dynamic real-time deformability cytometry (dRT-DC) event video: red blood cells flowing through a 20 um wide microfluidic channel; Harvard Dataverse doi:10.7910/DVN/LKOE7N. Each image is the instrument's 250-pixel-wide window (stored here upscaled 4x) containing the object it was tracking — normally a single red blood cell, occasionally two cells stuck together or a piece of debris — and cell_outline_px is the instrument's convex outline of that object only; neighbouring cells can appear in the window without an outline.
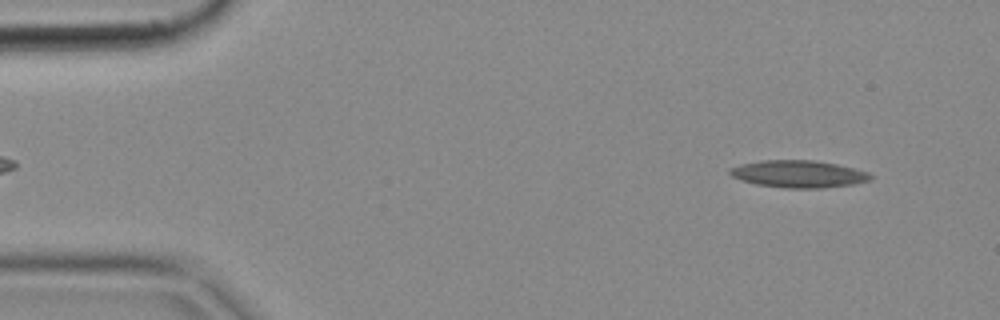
{"species": "common noctule bat (a hibernating species)", "species_latin": "Nyctalus noctula", "temperature_condition": "cold", "stored_images_in_passage": 6, "camera_frame_rate_fps": 3000, "um_per_image_px": 0.085, "animal": {"sex": "female", "body_mass_g": 18.4}, "frame": {"image": 1, "passage_image": 1, "time_ms": 0.0, "image_size_px": [1000, 320], "cell_outline_px": [[872, 176], [868, 180], [852, 184], [820, 188], [784, 188], [756, 184], [740, 180], [732, 176], [728, 172], [728, 168], [740, 164], [764, 160], [812, 160], [836, 164], [868, 172]], "centroid_in_image_um": [67.8, 14.78], "position_along_channel_um": 17.2, "area_um2": 22.14}}
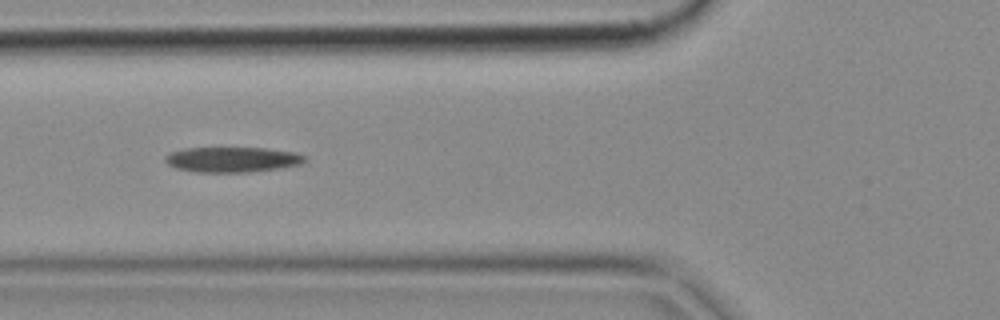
{"frame": {"image": 2, "passage_image": 5, "time_ms": 1.333, "image_size_px": [1000, 320], "cell_outline_px": [[304, 160], [300, 164], [276, 168], [248, 172], [192, 172], [176, 168], [168, 164], [164, 160], [164, 156], [172, 152], [188, 148], [264, 148], [296, 152], [304, 156]], "centroid_in_image_um": [19.69, 13.56], "position_along_channel_um": 106.1, "area_um2": 20.29}}
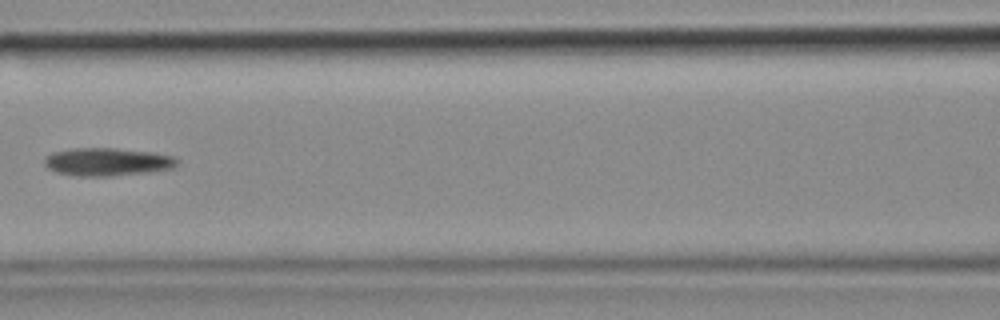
{"frame": {"image": 3, "passage_image": 6, "time_ms": 1.667, "image_size_px": [1000, 320], "cell_outline_px": [[180, 160], [172, 168], [152, 172], [112, 176], [76, 176], [56, 172], [48, 168], [44, 164], [44, 156], [56, 152], [76, 148], [112, 148], [152, 152], [172, 156]], "centroid_in_image_um": [9.13, 13.77], "position_along_channel_um": 157.5, "area_um2": 21.62}}